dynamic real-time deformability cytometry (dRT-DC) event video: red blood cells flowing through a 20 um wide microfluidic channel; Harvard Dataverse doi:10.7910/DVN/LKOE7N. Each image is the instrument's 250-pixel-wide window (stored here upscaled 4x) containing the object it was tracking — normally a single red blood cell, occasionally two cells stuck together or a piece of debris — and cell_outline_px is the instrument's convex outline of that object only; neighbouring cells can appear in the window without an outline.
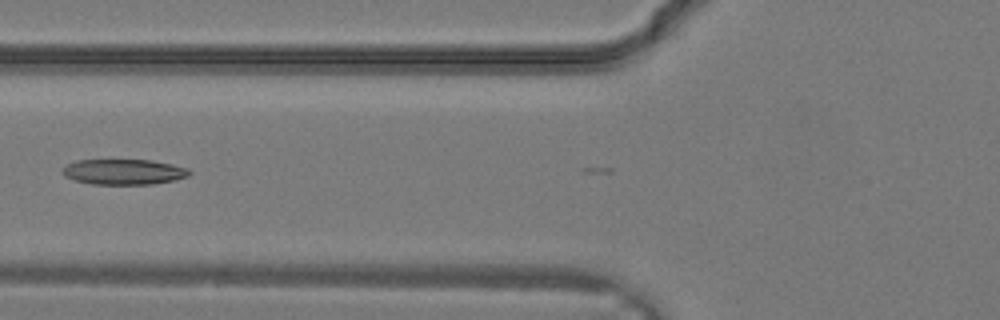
{"species": "common noctule bat (a hibernating species)", "species_latin": "Nyctalus noctula", "temperature_condition": "warm", "stored_images_in_passage": 17, "camera_frame_rate_fps": 3000, "um_per_image_px": 0.085, "animal": {"sex": "male", "body_mass_g": 19.2, "forearm_length_mm": 51.8}, "frame": {"image": 1, "passage_image": 4, "time_ms": 1.0, "image_size_px": [1000, 320], "cell_outline_px": [[192, 172], [188, 176], [176, 180], [152, 184], [92, 184], [76, 180], [64, 176], [60, 172], [64, 164], [76, 160], [148, 160], [172, 164], [188, 168]], "centroid_in_image_um": [10.49, 14.6], "position_along_channel_um": 115.3, "area_um2": 18.96}}
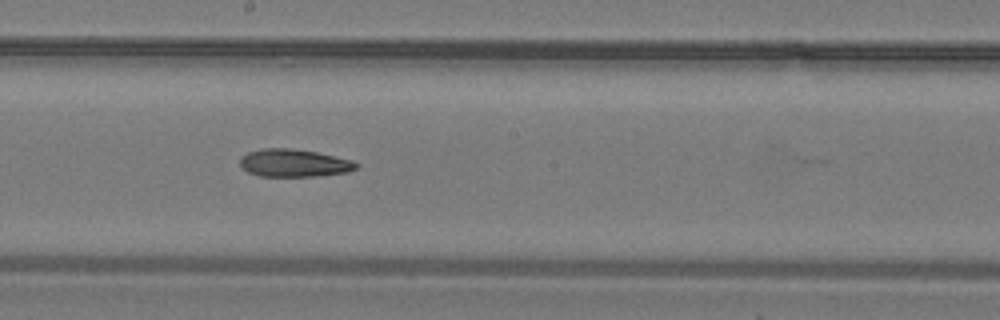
{"frame": {"image": 2, "passage_image": 9, "time_ms": 2.667, "image_size_px": [1000, 320], "cell_outline_px": [[360, 164], [356, 168], [348, 172], [316, 176], [260, 176], [248, 172], [240, 164], [240, 156], [248, 152], [260, 148], [292, 148], [316, 152], [336, 156], [352, 160]], "centroid_in_image_um": [24.99, 13.85], "position_along_channel_um": 223.2, "area_um2": 18.84}}
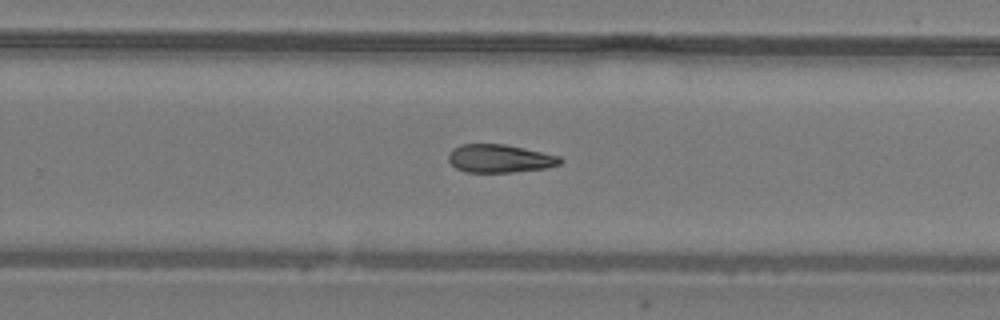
{"frame": {"image": 3, "passage_image": 12, "time_ms": 3.667, "image_size_px": [1000, 320], "cell_outline_px": [[564, 160], [560, 164], [544, 168], [512, 172], [468, 172], [456, 168], [448, 160], [448, 152], [452, 148], [460, 144], [504, 144], [524, 148], [560, 156]], "centroid_in_image_um": [42.46, 13.46], "position_along_channel_um": 287.3, "area_um2": 18.32}}